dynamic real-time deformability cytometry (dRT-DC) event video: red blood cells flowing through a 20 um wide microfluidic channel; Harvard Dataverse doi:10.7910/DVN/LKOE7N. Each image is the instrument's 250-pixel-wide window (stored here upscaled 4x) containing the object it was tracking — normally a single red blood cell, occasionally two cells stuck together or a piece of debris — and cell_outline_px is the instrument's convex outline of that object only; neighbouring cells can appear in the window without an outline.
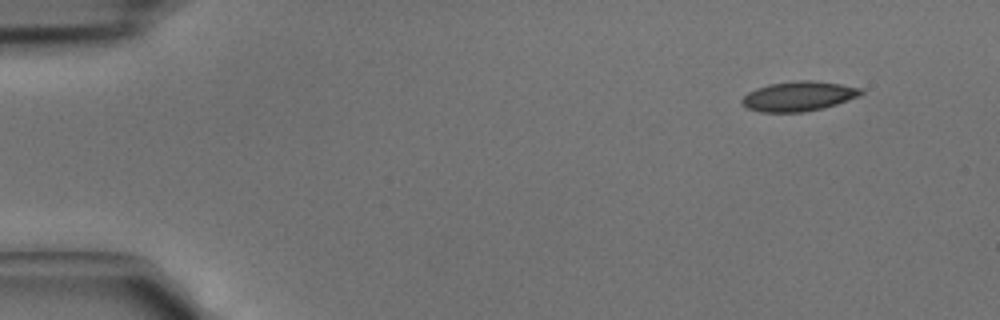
{"species": "common noctule bat (a hibernating species)", "species_latin": "Nyctalus noctula", "temperature_condition": "cold", "stored_images_in_passage": 40, "camera_frame_rate_fps": 3000, "um_per_image_px": 0.085, "animal": {"sex": "male", "body_mass_g": 15.6}, "frame": {"image": 1, "passage_image": 1, "time_ms": 0.0, "image_size_px": [1000, 320], "cell_outline_px": [[864, 92], [860, 96], [824, 108], [804, 112], [760, 112], [748, 108], [740, 100], [748, 92], [756, 88], [768, 84], [800, 80], [812, 80], [840, 84], [864, 88]], "centroid_in_image_um": [67.91, 8.17], "position_along_channel_um": 17.1, "area_um2": 20.69}}
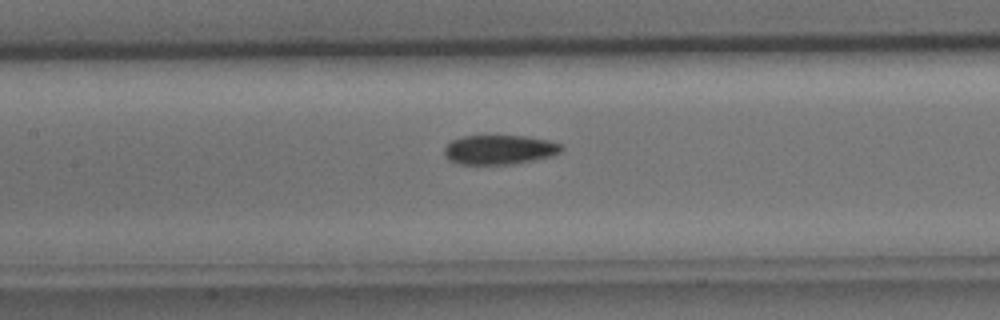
{"frame": {"image": 2, "passage_image": 17, "time_ms": 5.333, "image_size_px": [1000, 320], "cell_outline_px": [[564, 148], [560, 152], [552, 156], [512, 164], [456, 164], [448, 160], [444, 156], [444, 148], [452, 140], [460, 136], [524, 136], [548, 140], [564, 144]], "centroid_in_image_um": [42.44, 12.72], "position_along_channel_um": 165.0, "area_um2": 20.23}}
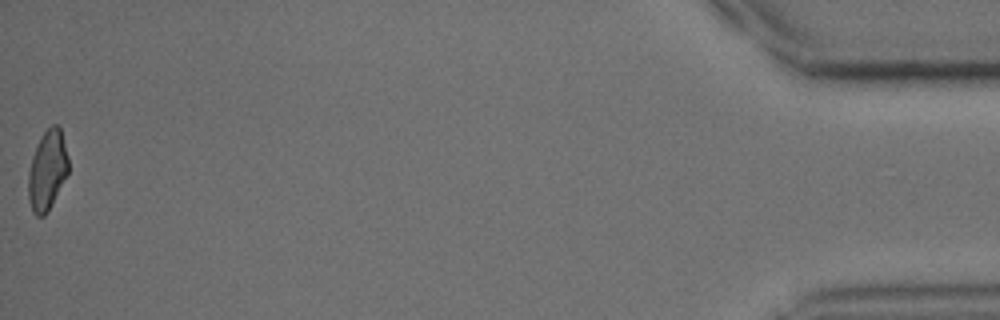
{"frame": {"image": 3, "passage_image": 40, "time_ms": 13.0, "image_size_px": [1000, 320], "cell_outline_px": [[68, 172], [48, 212], [44, 216], [36, 216], [32, 212], [28, 196], [28, 172], [32, 156], [40, 136], [52, 124], [56, 124], [60, 128], [68, 156]], "centroid_in_image_um": [4.01, 14.48], "position_along_channel_um": 431.2, "area_um2": 18.61}}